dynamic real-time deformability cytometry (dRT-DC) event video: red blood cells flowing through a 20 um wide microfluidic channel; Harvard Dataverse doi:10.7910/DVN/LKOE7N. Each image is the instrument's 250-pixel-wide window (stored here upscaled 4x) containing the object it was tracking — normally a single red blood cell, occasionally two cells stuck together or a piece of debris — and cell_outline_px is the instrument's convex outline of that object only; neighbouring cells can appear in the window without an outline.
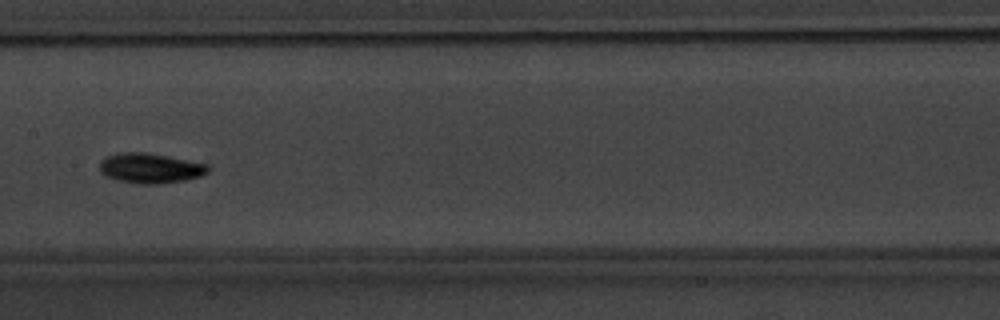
{"species": "common noctule bat (a hibernating species)", "species_latin": "Nyctalus noctula", "temperature_condition": "warm", "stored_images_in_passage": 7, "camera_frame_rate_fps": 3000, "um_per_image_px": 0.085, "animal": {"sex": "male", "body_mass_g": 20.1, "forearm_length_mm": 53.5}, "frame": {"image": 1, "passage_image": 7, "time_ms": 7.0, "image_size_px": [1000, 320], "cell_outline_px": [[208, 172], [200, 176], [184, 180], [160, 184], [140, 184], [116, 180], [104, 176], [100, 172], [100, 160], [104, 156], [116, 152], [144, 152], [168, 156], [208, 164]], "centroid_in_image_um": [12.71, 14.29], "position_along_channel_um": 194.7, "area_um2": 19.19}}